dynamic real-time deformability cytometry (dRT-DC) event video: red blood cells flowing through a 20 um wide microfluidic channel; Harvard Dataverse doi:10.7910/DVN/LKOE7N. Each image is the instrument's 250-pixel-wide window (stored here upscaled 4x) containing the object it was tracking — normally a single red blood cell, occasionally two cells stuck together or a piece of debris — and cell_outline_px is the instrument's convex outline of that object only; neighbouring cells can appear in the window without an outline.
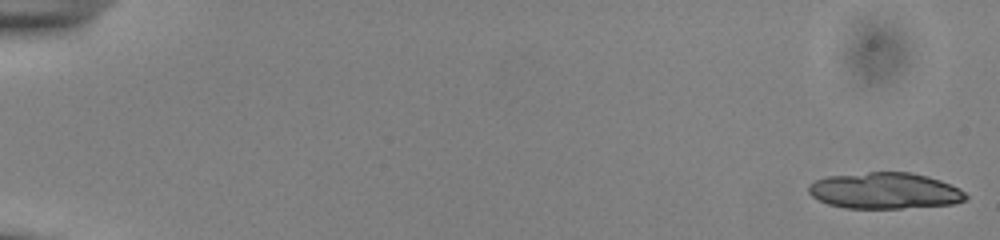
{"species": "common noctule bat (a hibernating species)", "species_latin": "Nyctalus noctula", "temperature_condition": "cold", "stored_images_in_passage": 17, "camera_frame_rate_fps": 3000, "um_per_image_px": 0.085, "animal": {"sex": "male", "body_mass_g": 13.0, "forearm_length_mm": 53.1}, "frame": {"image": 1, "passage_image": 1, "time_ms": 0.0, "image_size_px": [1000, 240], "cell_outline_px": [[968, 200], [952, 204], [900, 208], [844, 208], [828, 204], [812, 196], [808, 192], [808, 184], [816, 180], [828, 176], [868, 172], [912, 172], [928, 176], [940, 180], [960, 188], [968, 196]], "centroid_in_image_um": [75.22, 16.21], "position_along_channel_um": 9.8, "area_um2": 33.29}}